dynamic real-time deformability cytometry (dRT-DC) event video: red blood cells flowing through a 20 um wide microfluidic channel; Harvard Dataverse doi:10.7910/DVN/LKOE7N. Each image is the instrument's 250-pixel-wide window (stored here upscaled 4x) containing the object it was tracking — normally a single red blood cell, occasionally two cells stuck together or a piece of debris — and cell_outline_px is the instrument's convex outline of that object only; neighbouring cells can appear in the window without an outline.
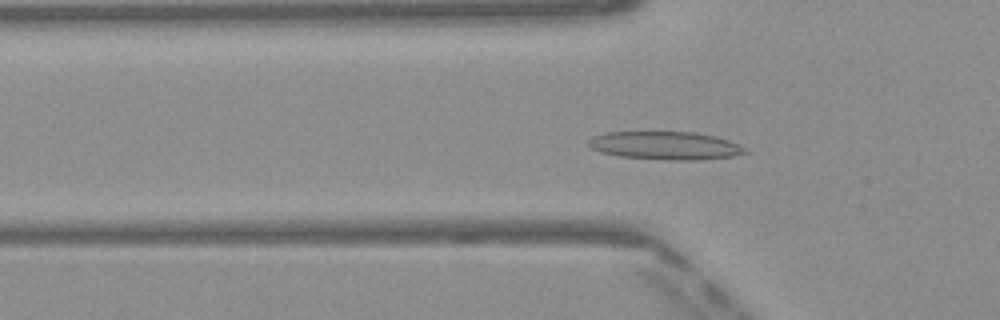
{"species": "Egyptian fruit bat (a non-hibernating species)", "species_latin": "Rousettus aegyptiacus", "temperature_condition": "warm", "stored_images_in_passage": 39, "camera_frame_rate_fps": 3000, "um_per_image_px": 0.085, "frame": {"image": 1, "passage_image": 6, "time_ms": 1.667, "image_size_px": [1000, 320], "cell_outline_px": [[748, 152], [732, 156], [700, 160], [664, 160], [620, 156], [600, 152], [592, 148], [588, 144], [588, 140], [596, 136], [608, 132], [692, 132], [716, 136], [728, 140], [744, 148]], "centroid_in_image_um": [56.55, 12.38], "position_along_channel_um": 69.3, "area_um2": 25.43}}
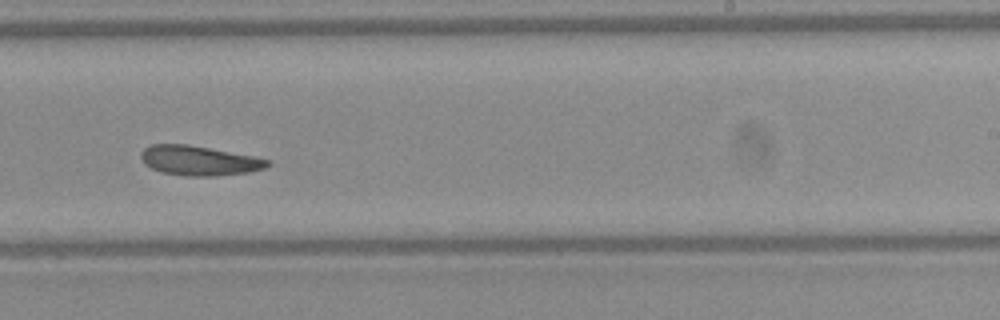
{"frame": {"image": 2, "passage_image": 21, "time_ms": 6.667, "image_size_px": [1000, 320], "cell_outline_px": [[272, 164], [264, 168], [248, 172], [212, 176], [184, 176], [164, 172], [152, 168], [144, 164], [140, 156], [140, 152], [144, 148], [152, 144], [184, 144], [256, 156], [272, 160]], "centroid_in_image_um": [16.94, 13.65], "position_along_channel_um": 272.1, "area_um2": 21.85}}
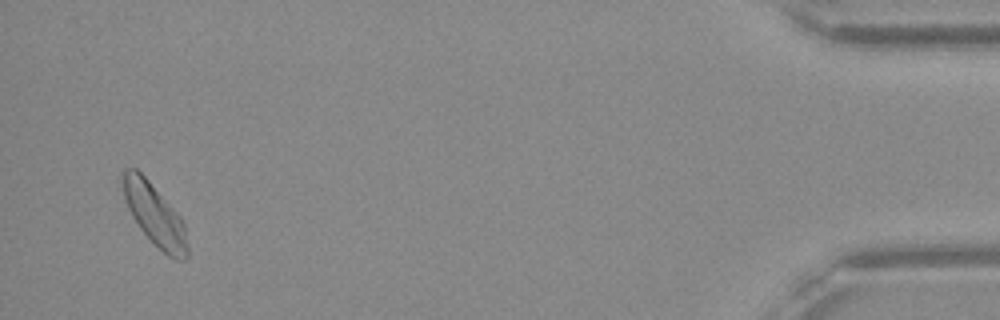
{"frame": {"image": 3, "passage_image": 38, "time_ms": 12.333, "image_size_px": [1000, 320], "cell_outline_px": [[188, 256], [184, 260], [176, 260], [168, 256], [140, 228], [132, 216], [124, 200], [120, 176], [120, 172], [124, 168], [136, 168], [148, 180], [180, 216], [184, 224], [188, 244]], "centroid_in_image_um": [13.12, 18.22], "position_along_channel_um": 422.1, "area_um2": 23.18}, "authors_computed_cell_mechanics": {"area_um2": 22.4264, "velocity_mm_per_s": 4.0519, "shape_relaxation_time_tau1_ms": null, "shape_relaxation_time_tau2_ms": 8.7952, "deformation_change_tau1": null, "deformation_change_tau2": 0.1935}}